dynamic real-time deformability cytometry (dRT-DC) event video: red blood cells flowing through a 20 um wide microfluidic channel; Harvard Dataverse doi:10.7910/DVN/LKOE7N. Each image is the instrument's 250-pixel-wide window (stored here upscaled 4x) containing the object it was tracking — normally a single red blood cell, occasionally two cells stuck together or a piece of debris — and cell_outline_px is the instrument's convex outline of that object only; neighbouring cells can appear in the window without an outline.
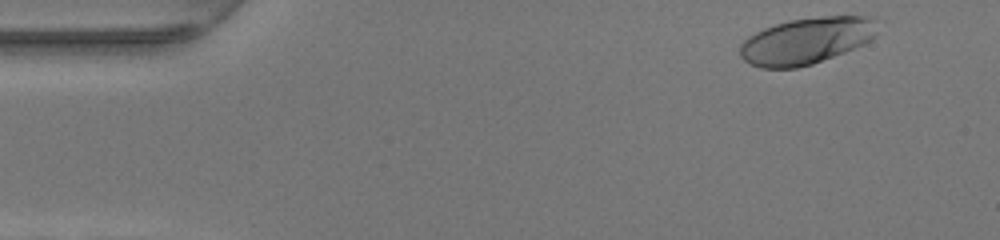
{"species": "human", "species_latin": "Homo sapiens", "temperature_condition": "warm", "stored_images_in_passage": 46, "camera_frame_rate_fps": 3000, "um_per_image_px": 0.085, "donor": {"sex": "female"}, "frame": {"image": 1, "passage_image": 1, "time_ms": 0.0, "image_size_px": [1000, 240], "cell_outline_px": [[876, 32], [864, 44], [844, 52], [812, 64], [796, 68], [760, 68], [748, 64], [740, 56], [740, 44], [748, 36], [764, 28], [788, 20], [824, 16], [868, 16], [876, 20]], "centroid_in_image_um": [68.5, 3.47], "position_along_channel_um": 16.5, "area_um2": 37.17}}
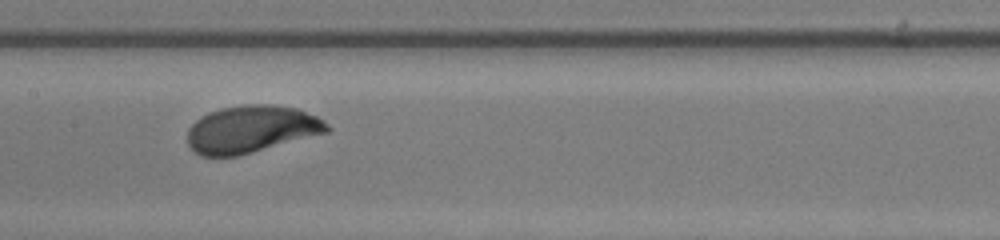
{"frame": {"image": 2, "passage_image": 21, "time_ms": 6.667, "image_size_px": [1000, 240], "cell_outline_px": [[332, 128], [328, 132], [252, 152], [236, 156], [200, 156], [188, 144], [188, 128], [200, 116], [208, 112], [220, 108], [248, 104], [272, 104], [296, 108], [316, 116], [324, 120]], "centroid_in_image_um": [21.36, 10.97], "position_along_channel_um": 186.0, "area_um2": 38.38}}
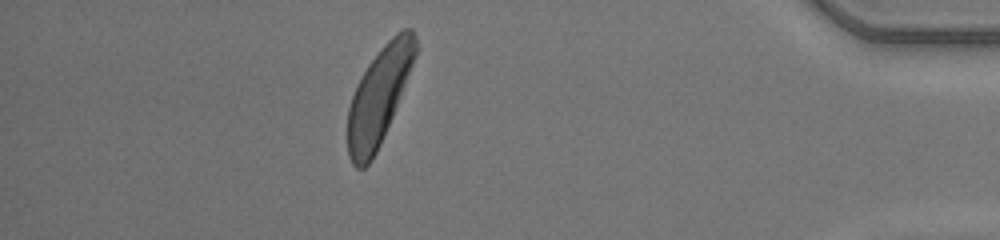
{"frame": {"image": 3, "passage_image": 40, "time_ms": 13.0, "image_size_px": [1000, 240], "cell_outline_px": [[420, 48], [392, 116], [380, 144], [372, 160], [364, 168], [356, 168], [352, 164], [348, 156], [348, 108], [356, 84], [368, 64], [384, 44], [396, 32], [404, 28], [412, 28], [416, 36]], "centroid_in_image_um": [32.23, 8.12], "position_along_channel_um": 403.0, "area_um2": 38.26}, "authors_computed_cell_mechanics": {"area_um2": 37.9746, "velocity_mm_per_s": 4.192, "shape_relaxation_time_tau1_ms": 2.8645, "shape_relaxation_time_tau2_ms": null, "deformation_change_tau1": 0.1887, "deformation_change_tau2": null}}